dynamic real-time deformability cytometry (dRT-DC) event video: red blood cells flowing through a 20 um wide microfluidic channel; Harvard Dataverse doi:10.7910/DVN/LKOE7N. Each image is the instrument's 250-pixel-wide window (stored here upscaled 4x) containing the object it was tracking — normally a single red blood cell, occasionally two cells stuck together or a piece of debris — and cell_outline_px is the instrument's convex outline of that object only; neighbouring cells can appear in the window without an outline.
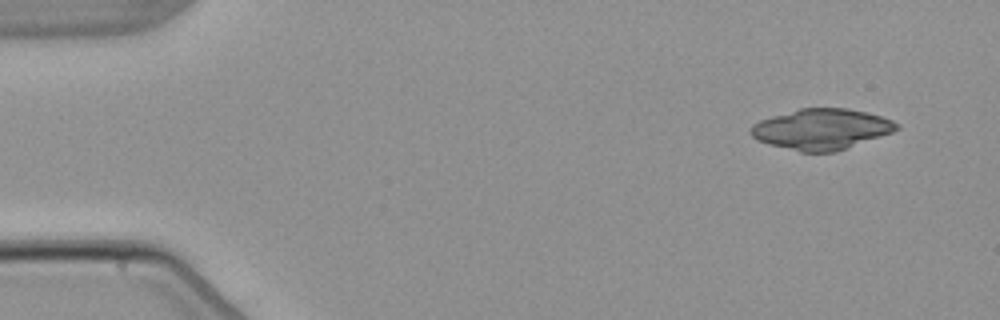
{"species": "common noctule bat (a hibernating species)", "species_latin": "Nyctalus noctula", "temperature_condition": "warm", "stored_images_in_passage": 5, "segment_of_instrument_passage": [1, 2], "camera_frame_rate_fps": 3000, "um_per_image_px": 0.085, "animal": {"sex": "male", "body_mass_g": 21.5, "forearm_length_mm": 52.0}, "frame": {"image": 1, "passage_image": 1, "time_ms": 0.0, "image_size_px": [1000, 320], "cell_outline_px": [[900, 128], [892, 132], [836, 152], [800, 152], [768, 144], [756, 140], [748, 132], [752, 124], [760, 120], [772, 116], [800, 108], [848, 108], [868, 112], [892, 120], [900, 124]], "centroid_in_image_um": [69.81, 10.98], "position_along_channel_um": 15.2, "area_um2": 34.74}}